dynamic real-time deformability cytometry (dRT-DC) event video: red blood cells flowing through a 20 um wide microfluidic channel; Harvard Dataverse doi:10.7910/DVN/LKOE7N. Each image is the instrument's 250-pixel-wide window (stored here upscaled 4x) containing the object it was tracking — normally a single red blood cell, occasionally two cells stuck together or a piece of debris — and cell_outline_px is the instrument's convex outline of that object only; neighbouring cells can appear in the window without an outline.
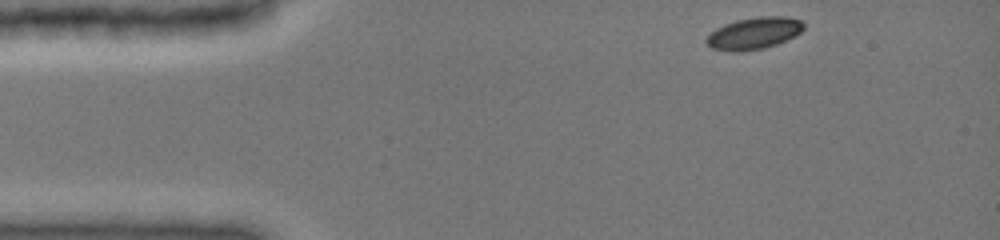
{"species": "common noctule bat (a hibernating species)", "species_latin": "Nyctalus noctula", "temperature_condition": "cold", "stored_images_in_passage": 40, "camera_frame_rate_fps": 3000, "um_per_image_px": 0.085, "animal": {"sex": "female", "body_mass_g": 19.0, "forearm_length_mm": 51.5}, "frame": {"image": 1, "passage_image": 1, "time_ms": 0.0, "image_size_px": [1000, 240], "cell_outline_px": [[804, 28], [800, 32], [776, 44], [764, 48], [740, 52], [732, 52], [712, 48], [704, 40], [716, 28], [724, 24], [736, 20], [760, 16], [784, 16], [800, 20], [804, 24]], "centroid_in_image_um": [64.06, 2.82], "position_along_channel_um": 20.9, "area_um2": 17.92}}
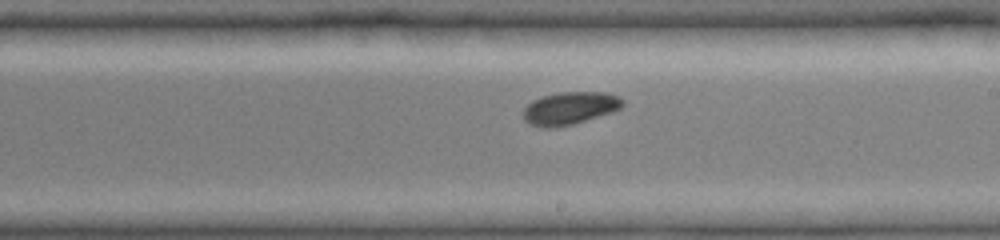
{"frame": {"image": 2, "passage_image": 23, "time_ms": 7.333, "image_size_px": [1000, 240], "cell_outline_px": [[624, 104], [620, 108], [612, 112], [572, 124], [556, 128], [544, 128], [528, 124], [524, 120], [524, 108], [532, 100], [540, 96], [560, 92], [608, 92], [620, 96], [624, 100]], "centroid_in_image_um": [48.43, 9.19], "position_along_channel_um": 240.6, "area_um2": 19.13}}
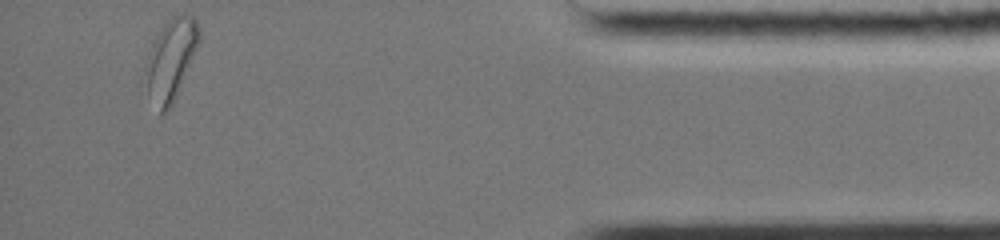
{"frame": {"image": 3, "passage_image": 40, "time_ms": 13.0, "image_size_px": [1000, 240], "cell_outline_px": [[200, 40], [172, 104], [164, 116], [160, 116], [148, 96], [140, 80], [140, 76], [148, 52], [156, 36], [164, 24], [172, 16], [192, 16], [196, 20], [200, 28]], "centroid_in_image_um": [14.42, 5.15], "position_along_channel_um": 420.8, "area_um2": 25.89}, "authors_computed_cell_mechanics": {"area_um2": 18.6694, "velocity_mm_per_s": 3.9424, "shape_relaxation_time_tau1_ms": 3.5189, "shape_relaxation_time_tau2_ms": null, "deformation_change_tau1": 0.0757, "deformation_change_tau2": null}}